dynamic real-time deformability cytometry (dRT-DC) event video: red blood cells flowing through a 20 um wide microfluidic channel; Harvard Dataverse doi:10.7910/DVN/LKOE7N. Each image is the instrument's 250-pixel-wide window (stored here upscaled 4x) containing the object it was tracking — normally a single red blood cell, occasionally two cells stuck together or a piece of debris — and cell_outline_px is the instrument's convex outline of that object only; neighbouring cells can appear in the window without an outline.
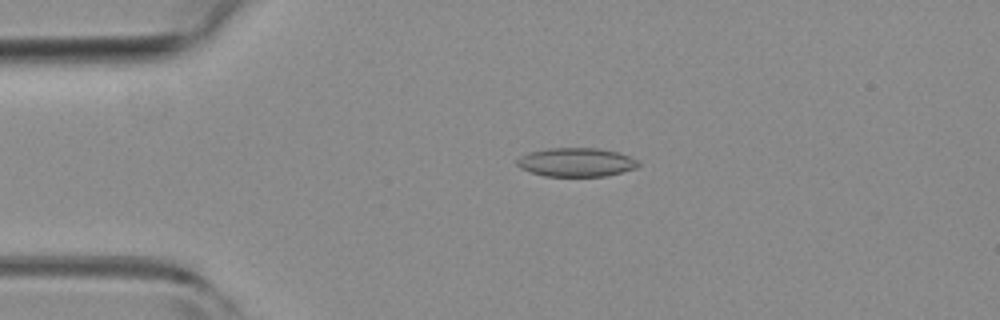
{"species": "common noctule bat (a hibernating species)", "species_latin": "Nyctalus noctula", "temperature_condition": "room temperature", "stored_images_in_passage": 3, "camera_frame_rate_fps": 3000, "um_per_image_px": 0.085, "animal": {"sex": "female", "body_mass_g": 19.3, "forearm_length_mm": 54.1}, "frame": {"image": 1, "passage_image": 2, "time_ms": 0.333, "image_size_px": [1000, 320], "cell_outline_px": [[640, 164], [636, 168], [604, 176], [544, 176], [520, 168], [516, 164], [516, 160], [520, 156], [528, 152], [544, 148], [600, 148], [616, 152], [628, 156], [636, 160]], "centroid_in_image_um": [48.92, 13.78], "position_along_channel_um": 36.1, "area_um2": 20.29}}